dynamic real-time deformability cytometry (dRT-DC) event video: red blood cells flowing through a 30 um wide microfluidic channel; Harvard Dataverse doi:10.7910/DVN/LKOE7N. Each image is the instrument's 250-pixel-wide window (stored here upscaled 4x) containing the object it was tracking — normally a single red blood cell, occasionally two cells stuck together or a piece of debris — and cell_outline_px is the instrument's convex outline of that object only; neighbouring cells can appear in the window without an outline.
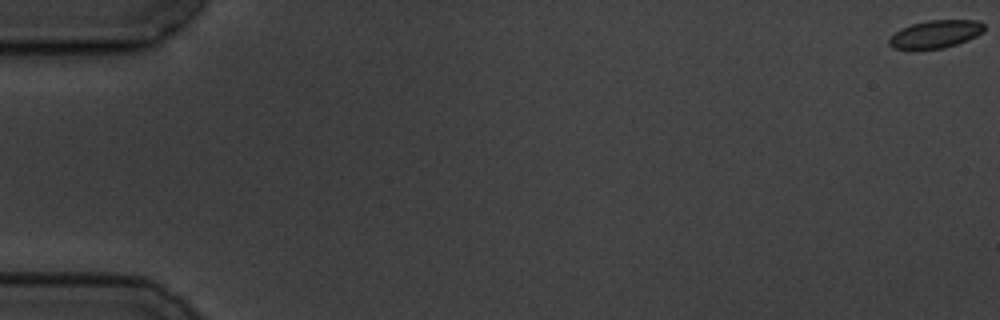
{"species": "common noctule bat (a hibernating species)", "species_latin": "Nyctalus noctula", "temperature_condition": "cold", "stored_images_in_passage": 6, "camera_frame_rate_fps": 3000, "um_per_image_px": 0.085, "animal": {"sex": "male", "body_mass_g": 19.5, "forearm_length_mm": 54.6}, "frame": {"image": 1, "passage_image": 1, "time_ms": 0.0, "image_size_px": [1000, 320], "cell_outline_px": [[984, 32], [968, 40], [944, 48], [912, 52], [892, 48], [888, 44], [888, 40], [900, 28], [912, 24], [928, 20], [980, 20], [984, 24]], "centroid_in_image_um": [79.47, 2.94], "position_along_channel_um": 5.5, "area_um2": 16.01}}
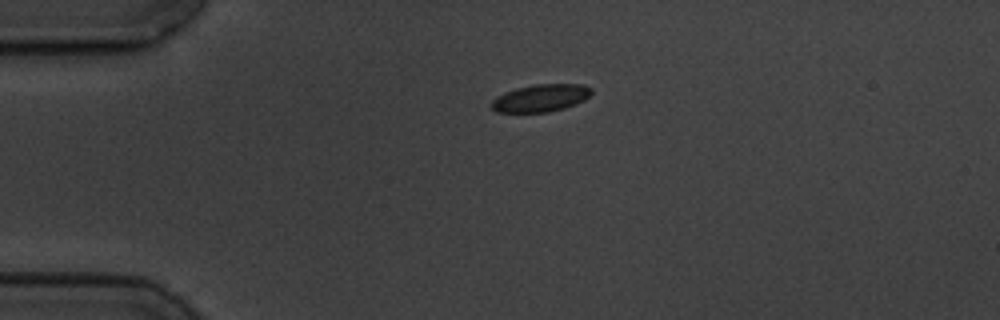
{"frame": {"image": 2, "passage_image": 5, "time_ms": 4.667, "image_size_px": [1000, 320], "cell_outline_px": [[592, 92], [584, 100], [576, 104], [564, 108], [548, 112], [496, 112], [492, 108], [492, 100], [496, 96], [504, 92], [516, 88], [536, 84], [584, 84], [592, 88]], "centroid_in_image_um": [45.96, 8.32], "position_along_channel_um": 39.0, "area_um2": 16.01}}